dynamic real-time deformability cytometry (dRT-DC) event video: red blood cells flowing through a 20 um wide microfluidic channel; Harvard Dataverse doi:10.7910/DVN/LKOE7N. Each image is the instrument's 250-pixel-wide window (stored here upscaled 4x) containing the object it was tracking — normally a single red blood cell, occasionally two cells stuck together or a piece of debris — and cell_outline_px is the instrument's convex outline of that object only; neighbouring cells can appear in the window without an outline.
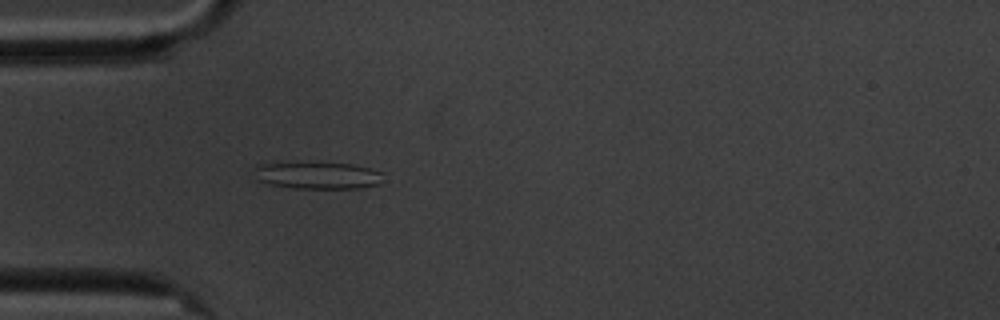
{"species": "common noctule bat (a hibernating species)", "species_latin": "Nyctalus noctula", "temperature_condition": "cold", "stored_images_in_passage": 5, "camera_frame_rate_fps": 3000, "um_per_image_px": 0.085, "animal": {"sex": "male", "body_mass_g": 20.1, "forearm_length_mm": 53.5}, "frame": {"image": 1, "passage_image": 5, "time_ms": 5.333, "image_size_px": [1000, 320], "cell_outline_px": [[384, 172], [380, 184], [360, 188], [292, 188], [268, 184], [256, 180], [256, 164], [352, 164]], "centroid_in_image_um": [27.04, 14.94], "position_along_channel_um": 58.0, "area_um2": 19.83}}